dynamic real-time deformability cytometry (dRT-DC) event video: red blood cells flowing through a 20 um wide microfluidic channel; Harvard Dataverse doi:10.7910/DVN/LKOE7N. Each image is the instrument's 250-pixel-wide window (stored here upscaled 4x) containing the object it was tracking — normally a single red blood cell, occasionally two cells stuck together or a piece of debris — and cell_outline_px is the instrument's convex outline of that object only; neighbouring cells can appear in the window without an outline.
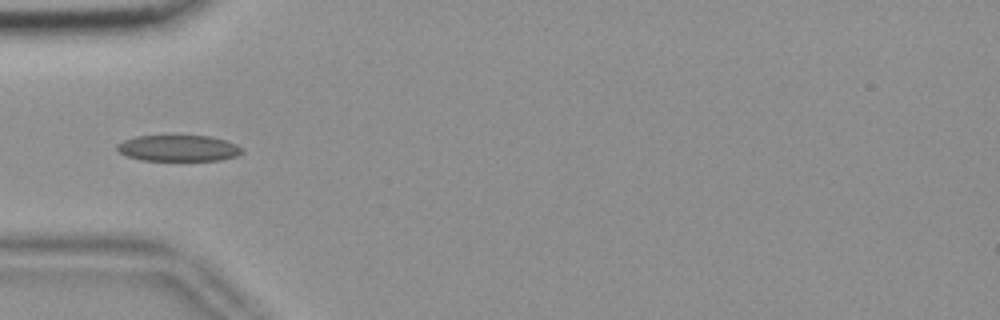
{"species": "common noctule bat (a hibernating species)", "species_latin": "Nyctalus noctula", "temperature_condition": "room temperature", "stored_images_in_passage": 39, "camera_frame_rate_fps": 3000, "um_per_image_px": 0.085, "animal": {"sex": "female", "body_mass_g": 18.4}, "frame": {"image": 1, "passage_image": 1, "time_ms": 0.0, "image_size_px": [1000, 320], "cell_outline_px": [[244, 152], [236, 156], [220, 160], [140, 160], [128, 156], [120, 152], [116, 148], [116, 144], [124, 140], [136, 136], [212, 136], [236, 144], [244, 148]], "centroid_in_image_um": [15.19, 12.59], "position_along_channel_um": 69.8, "area_um2": 19.02}}
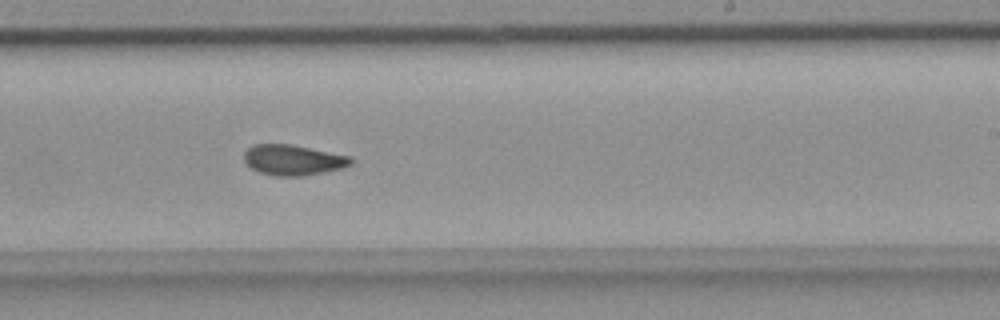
{"frame": {"image": 2, "passage_image": 17, "time_ms": 5.333, "image_size_px": [1000, 320], "cell_outline_px": [[352, 164], [340, 168], [324, 172], [304, 176], [276, 176], [260, 172], [252, 168], [244, 160], [244, 152], [252, 144], [292, 144], [352, 156]], "centroid_in_image_um": [24.92, 13.59], "position_along_channel_um": 264.1, "area_um2": 19.02}}
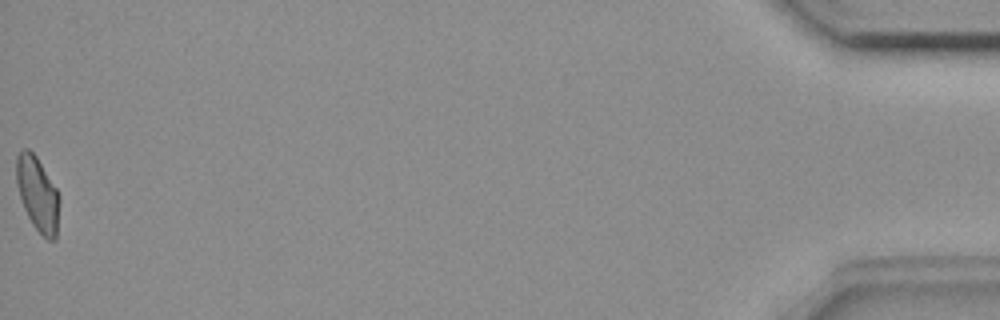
{"frame": {"image": 3, "passage_image": 39, "time_ms": 12.667, "image_size_px": [1000, 320], "cell_outline_px": [[60, 200], [56, 240], [48, 240], [32, 224], [24, 208], [16, 184], [16, 156], [24, 148], [28, 148], [36, 156], [56, 188], [60, 196]], "centroid_in_image_um": [3.2, 16.49], "position_along_channel_um": 432.0, "area_um2": 18.61}, "authors_computed_cell_mechanics": {"area_um2": 18.8428, "velocity_mm_per_s": 3.6465, "shape_relaxation_time_tau1_ms": null, "shape_relaxation_time_tau2_ms": 3.2225, "deformation_change_tau1": null, "deformation_change_tau2": 0.0832}}